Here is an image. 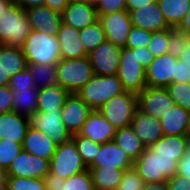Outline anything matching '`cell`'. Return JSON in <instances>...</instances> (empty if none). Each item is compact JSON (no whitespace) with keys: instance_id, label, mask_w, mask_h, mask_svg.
<instances>
[{"instance_id":"obj_1","label":"cell","mask_w":190,"mask_h":190,"mask_svg":"<svg viewBox=\"0 0 190 190\" xmlns=\"http://www.w3.org/2000/svg\"><path fill=\"white\" fill-rule=\"evenodd\" d=\"M178 161L175 157H162L151 147H147L133 161V167L144 183L163 182L177 172Z\"/></svg>"},{"instance_id":"obj_2","label":"cell","mask_w":190,"mask_h":190,"mask_svg":"<svg viewBox=\"0 0 190 190\" xmlns=\"http://www.w3.org/2000/svg\"><path fill=\"white\" fill-rule=\"evenodd\" d=\"M27 64L56 65L60 60L57 36L31 30L21 47Z\"/></svg>"},{"instance_id":"obj_3","label":"cell","mask_w":190,"mask_h":190,"mask_svg":"<svg viewBox=\"0 0 190 190\" xmlns=\"http://www.w3.org/2000/svg\"><path fill=\"white\" fill-rule=\"evenodd\" d=\"M31 25L24 9L12 2L0 15V44L22 47Z\"/></svg>"},{"instance_id":"obj_4","label":"cell","mask_w":190,"mask_h":190,"mask_svg":"<svg viewBox=\"0 0 190 190\" xmlns=\"http://www.w3.org/2000/svg\"><path fill=\"white\" fill-rule=\"evenodd\" d=\"M125 92L117 75H94L78 92V96L93 110H98L111 98Z\"/></svg>"},{"instance_id":"obj_5","label":"cell","mask_w":190,"mask_h":190,"mask_svg":"<svg viewBox=\"0 0 190 190\" xmlns=\"http://www.w3.org/2000/svg\"><path fill=\"white\" fill-rule=\"evenodd\" d=\"M55 66L57 84L70 93H77L94 76L88 56L75 59H60Z\"/></svg>"},{"instance_id":"obj_6","label":"cell","mask_w":190,"mask_h":190,"mask_svg":"<svg viewBox=\"0 0 190 190\" xmlns=\"http://www.w3.org/2000/svg\"><path fill=\"white\" fill-rule=\"evenodd\" d=\"M117 76L125 91L138 94L146 88V70L139 63L136 48L122 47Z\"/></svg>"},{"instance_id":"obj_7","label":"cell","mask_w":190,"mask_h":190,"mask_svg":"<svg viewBox=\"0 0 190 190\" xmlns=\"http://www.w3.org/2000/svg\"><path fill=\"white\" fill-rule=\"evenodd\" d=\"M137 109V94L125 91L122 94L111 98L98 110L111 125L118 129L131 126V122Z\"/></svg>"},{"instance_id":"obj_8","label":"cell","mask_w":190,"mask_h":190,"mask_svg":"<svg viewBox=\"0 0 190 190\" xmlns=\"http://www.w3.org/2000/svg\"><path fill=\"white\" fill-rule=\"evenodd\" d=\"M87 169L72 139L59 144L49 161V172L63 179Z\"/></svg>"},{"instance_id":"obj_9","label":"cell","mask_w":190,"mask_h":190,"mask_svg":"<svg viewBox=\"0 0 190 190\" xmlns=\"http://www.w3.org/2000/svg\"><path fill=\"white\" fill-rule=\"evenodd\" d=\"M30 127L43 132L57 145L72 139L71 132L62 122L61 110L51 112L35 111L29 116Z\"/></svg>"},{"instance_id":"obj_10","label":"cell","mask_w":190,"mask_h":190,"mask_svg":"<svg viewBox=\"0 0 190 190\" xmlns=\"http://www.w3.org/2000/svg\"><path fill=\"white\" fill-rule=\"evenodd\" d=\"M122 47L105 40L88 54L94 75H117Z\"/></svg>"},{"instance_id":"obj_11","label":"cell","mask_w":190,"mask_h":190,"mask_svg":"<svg viewBox=\"0 0 190 190\" xmlns=\"http://www.w3.org/2000/svg\"><path fill=\"white\" fill-rule=\"evenodd\" d=\"M103 26L106 40L125 47L133 24L128 10H120L107 15H97Z\"/></svg>"},{"instance_id":"obj_12","label":"cell","mask_w":190,"mask_h":190,"mask_svg":"<svg viewBox=\"0 0 190 190\" xmlns=\"http://www.w3.org/2000/svg\"><path fill=\"white\" fill-rule=\"evenodd\" d=\"M138 109L160 119L168 109L173 108L174 100L169 96L166 87H149L137 94Z\"/></svg>"},{"instance_id":"obj_13","label":"cell","mask_w":190,"mask_h":190,"mask_svg":"<svg viewBox=\"0 0 190 190\" xmlns=\"http://www.w3.org/2000/svg\"><path fill=\"white\" fill-rule=\"evenodd\" d=\"M49 172V160L21 150L6 170L7 176L40 178Z\"/></svg>"},{"instance_id":"obj_14","label":"cell","mask_w":190,"mask_h":190,"mask_svg":"<svg viewBox=\"0 0 190 190\" xmlns=\"http://www.w3.org/2000/svg\"><path fill=\"white\" fill-rule=\"evenodd\" d=\"M179 58L170 54L154 57L146 68V84L149 87H167L175 82L176 63Z\"/></svg>"},{"instance_id":"obj_15","label":"cell","mask_w":190,"mask_h":190,"mask_svg":"<svg viewBox=\"0 0 190 190\" xmlns=\"http://www.w3.org/2000/svg\"><path fill=\"white\" fill-rule=\"evenodd\" d=\"M92 110L77 93H70L61 109L62 122L72 135L76 134L81 130Z\"/></svg>"},{"instance_id":"obj_16","label":"cell","mask_w":190,"mask_h":190,"mask_svg":"<svg viewBox=\"0 0 190 190\" xmlns=\"http://www.w3.org/2000/svg\"><path fill=\"white\" fill-rule=\"evenodd\" d=\"M130 19L134 27L152 32L171 28L157 2L144 5L141 8L129 11Z\"/></svg>"},{"instance_id":"obj_17","label":"cell","mask_w":190,"mask_h":190,"mask_svg":"<svg viewBox=\"0 0 190 190\" xmlns=\"http://www.w3.org/2000/svg\"><path fill=\"white\" fill-rule=\"evenodd\" d=\"M116 130L117 128L111 125L99 110H92L78 134L104 144L113 141Z\"/></svg>"},{"instance_id":"obj_18","label":"cell","mask_w":190,"mask_h":190,"mask_svg":"<svg viewBox=\"0 0 190 190\" xmlns=\"http://www.w3.org/2000/svg\"><path fill=\"white\" fill-rule=\"evenodd\" d=\"M135 134L147 148L164 136L160 119L137 109L131 122Z\"/></svg>"},{"instance_id":"obj_19","label":"cell","mask_w":190,"mask_h":190,"mask_svg":"<svg viewBox=\"0 0 190 190\" xmlns=\"http://www.w3.org/2000/svg\"><path fill=\"white\" fill-rule=\"evenodd\" d=\"M32 30L57 36L62 24V13L47 6H36L25 10Z\"/></svg>"},{"instance_id":"obj_20","label":"cell","mask_w":190,"mask_h":190,"mask_svg":"<svg viewBox=\"0 0 190 190\" xmlns=\"http://www.w3.org/2000/svg\"><path fill=\"white\" fill-rule=\"evenodd\" d=\"M88 167H113L127 170L133 167V161L114 141H110L101 144L94 161Z\"/></svg>"},{"instance_id":"obj_21","label":"cell","mask_w":190,"mask_h":190,"mask_svg":"<svg viewBox=\"0 0 190 190\" xmlns=\"http://www.w3.org/2000/svg\"><path fill=\"white\" fill-rule=\"evenodd\" d=\"M98 20L96 7L86 1L68 3L62 12V22L81 30Z\"/></svg>"},{"instance_id":"obj_22","label":"cell","mask_w":190,"mask_h":190,"mask_svg":"<svg viewBox=\"0 0 190 190\" xmlns=\"http://www.w3.org/2000/svg\"><path fill=\"white\" fill-rule=\"evenodd\" d=\"M57 146L50 137L29 126L22 143V150L50 161Z\"/></svg>"},{"instance_id":"obj_23","label":"cell","mask_w":190,"mask_h":190,"mask_svg":"<svg viewBox=\"0 0 190 190\" xmlns=\"http://www.w3.org/2000/svg\"><path fill=\"white\" fill-rule=\"evenodd\" d=\"M29 126V117L12 111L0 114V139L22 144Z\"/></svg>"},{"instance_id":"obj_24","label":"cell","mask_w":190,"mask_h":190,"mask_svg":"<svg viewBox=\"0 0 190 190\" xmlns=\"http://www.w3.org/2000/svg\"><path fill=\"white\" fill-rule=\"evenodd\" d=\"M60 46V59L87 57L88 53L80 41L79 30L62 22L57 32Z\"/></svg>"},{"instance_id":"obj_25","label":"cell","mask_w":190,"mask_h":190,"mask_svg":"<svg viewBox=\"0 0 190 190\" xmlns=\"http://www.w3.org/2000/svg\"><path fill=\"white\" fill-rule=\"evenodd\" d=\"M164 135H190V112L174 105L160 118Z\"/></svg>"},{"instance_id":"obj_26","label":"cell","mask_w":190,"mask_h":190,"mask_svg":"<svg viewBox=\"0 0 190 190\" xmlns=\"http://www.w3.org/2000/svg\"><path fill=\"white\" fill-rule=\"evenodd\" d=\"M70 92L59 84L40 88L38 91V112L61 110Z\"/></svg>"},{"instance_id":"obj_27","label":"cell","mask_w":190,"mask_h":190,"mask_svg":"<svg viewBox=\"0 0 190 190\" xmlns=\"http://www.w3.org/2000/svg\"><path fill=\"white\" fill-rule=\"evenodd\" d=\"M190 135H164L150 147L162 157H175L179 162L186 152Z\"/></svg>"},{"instance_id":"obj_28","label":"cell","mask_w":190,"mask_h":190,"mask_svg":"<svg viewBox=\"0 0 190 190\" xmlns=\"http://www.w3.org/2000/svg\"><path fill=\"white\" fill-rule=\"evenodd\" d=\"M0 65L10 78L16 73L25 70L27 62L22 48L0 44Z\"/></svg>"},{"instance_id":"obj_29","label":"cell","mask_w":190,"mask_h":190,"mask_svg":"<svg viewBox=\"0 0 190 190\" xmlns=\"http://www.w3.org/2000/svg\"><path fill=\"white\" fill-rule=\"evenodd\" d=\"M91 173L94 190H115L120 182L124 170L118 168L87 167Z\"/></svg>"},{"instance_id":"obj_30","label":"cell","mask_w":190,"mask_h":190,"mask_svg":"<svg viewBox=\"0 0 190 190\" xmlns=\"http://www.w3.org/2000/svg\"><path fill=\"white\" fill-rule=\"evenodd\" d=\"M13 94L12 112L29 117L37 110L38 91L36 87L30 89H11Z\"/></svg>"},{"instance_id":"obj_31","label":"cell","mask_w":190,"mask_h":190,"mask_svg":"<svg viewBox=\"0 0 190 190\" xmlns=\"http://www.w3.org/2000/svg\"><path fill=\"white\" fill-rule=\"evenodd\" d=\"M113 141L125 151L132 161L136 160L146 148L131 126L118 128Z\"/></svg>"},{"instance_id":"obj_32","label":"cell","mask_w":190,"mask_h":190,"mask_svg":"<svg viewBox=\"0 0 190 190\" xmlns=\"http://www.w3.org/2000/svg\"><path fill=\"white\" fill-rule=\"evenodd\" d=\"M167 24L176 28L190 8V0H157Z\"/></svg>"},{"instance_id":"obj_33","label":"cell","mask_w":190,"mask_h":190,"mask_svg":"<svg viewBox=\"0 0 190 190\" xmlns=\"http://www.w3.org/2000/svg\"><path fill=\"white\" fill-rule=\"evenodd\" d=\"M79 35L84 50L88 54L106 40L103 26L99 20L79 30Z\"/></svg>"},{"instance_id":"obj_34","label":"cell","mask_w":190,"mask_h":190,"mask_svg":"<svg viewBox=\"0 0 190 190\" xmlns=\"http://www.w3.org/2000/svg\"><path fill=\"white\" fill-rule=\"evenodd\" d=\"M32 74L35 87L40 89L57 84V70L55 65L27 64Z\"/></svg>"},{"instance_id":"obj_35","label":"cell","mask_w":190,"mask_h":190,"mask_svg":"<svg viewBox=\"0 0 190 190\" xmlns=\"http://www.w3.org/2000/svg\"><path fill=\"white\" fill-rule=\"evenodd\" d=\"M72 140L76 145L83 163L88 167L94 161L96 154L100 150L101 144L92 141L88 137L81 136L78 133L72 135Z\"/></svg>"},{"instance_id":"obj_36","label":"cell","mask_w":190,"mask_h":190,"mask_svg":"<svg viewBox=\"0 0 190 190\" xmlns=\"http://www.w3.org/2000/svg\"><path fill=\"white\" fill-rule=\"evenodd\" d=\"M168 54L180 58L184 49L190 43V34L182 32L177 28H169Z\"/></svg>"},{"instance_id":"obj_37","label":"cell","mask_w":190,"mask_h":190,"mask_svg":"<svg viewBox=\"0 0 190 190\" xmlns=\"http://www.w3.org/2000/svg\"><path fill=\"white\" fill-rule=\"evenodd\" d=\"M166 88L174 103L190 112V83L174 82Z\"/></svg>"},{"instance_id":"obj_38","label":"cell","mask_w":190,"mask_h":190,"mask_svg":"<svg viewBox=\"0 0 190 190\" xmlns=\"http://www.w3.org/2000/svg\"><path fill=\"white\" fill-rule=\"evenodd\" d=\"M7 190H46L43 179L7 176Z\"/></svg>"},{"instance_id":"obj_39","label":"cell","mask_w":190,"mask_h":190,"mask_svg":"<svg viewBox=\"0 0 190 190\" xmlns=\"http://www.w3.org/2000/svg\"><path fill=\"white\" fill-rule=\"evenodd\" d=\"M61 190H94L89 169L65 179Z\"/></svg>"},{"instance_id":"obj_40","label":"cell","mask_w":190,"mask_h":190,"mask_svg":"<svg viewBox=\"0 0 190 190\" xmlns=\"http://www.w3.org/2000/svg\"><path fill=\"white\" fill-rule=\"evenodd\" d=\"M169 29L152 32L150 43L147 48L154 57L168 53Z\"/></svg>"},{"instance_id":"obj_41","label":"cell","mask_w":190,"mask_h":190,"mask_svg":"<svg viewBox=\"0 0 190 190\" xmlns=\"http://www.w3.org/2000/svg\"><path fill=\"white\" fill-rule=\"evenodd\" d=\"M22 150V144L0 139V167L7 170Z\"/></svg>"},{"instance_id":"obj_42","label":"cell","mask_w":190,"mask_h":190,"mask_svg":"<svg viewBox=\"0 0 190 190\" xmlns=\"http://www.w3.org/2000/svg\"><path fill=\"white\" fill-rule=\"evenodd\" d=\"M152 31L132 27L129 33L125 48H141L147 47L150 43Z\"/></svg>"},{"instance_id":"obj_43","label":"cell","mask_w":190,"mask_h":190,"mask_svg":"<svg viewBox=\"0 0 190 190\" xmlns=\"http://www.w3.org/2000/svg\"><path fill=\"white\" fill-rule=\"evenodd\" d=\"M143 179L138 175L134 167L124 170L121 182L115 190H141Z\"/></svg>"},{"instance_id":"obj_44","label":"cell","mask_w":190,"mask_h":190,"mask_svg":"<svg viewBox=\"0 0 190 190\" xmlns=\"http://www.w3.org/2000/svg\"><path fill=\"white\" fill-rule=\"evenodd\" d=\"M8 86L11 89H30L32 87H35V82L31 72L28 68H26L25 70H22L13 75L9 80Z\"/></svg>"},{"instance_id":"obj_45","label":"cell","mask_w":190,"mask_h":190,"mask_svg":"<svg viewBox=\"0 0 190 190\" xmlns=\"http://www.w3.org/2000/svg\"><path fill=\"white\" fill-rule=\"evenodd\" d=\"M125 9L126 0H100L96 7V12L97 15H107Z\"/></svg>"},{"instance_id":"obj_46","label":"cell","mask_w":190,"mask_h":190,"mask_svg":"<svg viewBox=\"0 0 190 190\" xmlns=\"http://www.w3.org/2000/svg\"><path fill=\"white\" fill-rule=\"evenodd\" d=\"M13 108V94L11 88L0 86V114L11 112Z\"/></svg>"},{"instance_id":"obj_47","label":"cell","mask_w":190,"mask_h":190,"mask_svg":"<svg viewBox=\"0 0 190 190\" xmlns=\"http://www.w3.org/2000/svg\"><path fill=\"white\" fill-rule=\"evenodd\" d=\"M176 174L190 180V142L186 147L184 156L178 162Z\"/></svg>"},{"instance_id":"obj_48","label":"cell","mask_w":190,"mask_h":190,"mask_svg":"<svg viewBox=\"0 0 190 190\" xmlns=\"http://www.w3.org/2000/svg\"><path fill=\"white\" fill-rule=\"evenodd\" d=\"M175 82L190 83V69L180 59L176 63Z\"/></svg>"},{"instance_id":"obj_49","label":"cell","mask_w":190,"mask_h":190,"mask_svg":"<svg viewBox=\"0 0 190 190\" xmlns=\"http://www.w3.org/2000/svg\"><path fill=\"white\" fill-rule=\"evenodd\" d=\"M170 190H190V180L175 174L167 180Z\"/></svg>"},{"instance_id":"obj_50","label":"cell","mask_w":190,"mask_h":190,"mask_svg":"<svg viewBox=\"0 0 190 190\" xmlns=\"http://www.w3.org/2000/svg\"><path fill=\"white\" fill-rule=\"evenodd\" d=\"M43 181L46 190H61L62 183L65 181V179L48 172L43 177Z\"/></svg>"},{"instance_id":"obj_51","label":"cell","mask_w":190,"mask_h":190,"mask_svg":"<svg viewBox=\"0 0 190 190\" xmlns=\"http://www.w3.org/2000/svg\"><path fill=\"white\" fill-rule=\"evenodd\" d=\"M138 50L139 63L146 70L154 59L153 54L147 47L136 48Z\"/></svg>"},{"instance_id":"obj_52","label":"cell","mask_w":190,"mask_h":190,"mask_svg":"<svg viewBox=\"0 0 190 190\" xmlns=\"http://www.w3.org/2000/svg\"><path fill=\"white\" fill-rule=\"evenodd\" d=\"M21 9H29L36 6H44L46 0H13Z\"/></svg>"},{"instance_id":"obj_53","label":"cell","mask_w":190,"mask_h":190,"mask_svg":"<svg viewBox=\"0 0 190 190\" xmlns=\"http://www.w3.org/2000/svg\"><path fill=\"white\" fill-rule=\"evenodd\" d=\"M67 5V0H46L44 6L49 7L51 10L62 13L67 7Z\"/></svg>"},{"instance_id":"obj_54","label":"cell","mask_w":190,"mask_h":190,"mask_svg":"<svg viewBox=\"0 0 190 190\" xmlns=\"http://www.w3.org/2000/svg\"><path fill=\"white\" fill-rule=\"evenodd\" d=\"M152 2H157V0H126V10H135Z\"/></svg>"},{"instance_id":"obj_55","label":"cell","mask_w":190,"mask_h":190,"mask_svg":"<svg viewBox=\"0 0 190 190\" xmlns=\"http://www.w3.org/2000/svg\"><path fill=\"white\" fill-rule=\"evenodd\" d=\"M141 190H170V187L166 180L163 182L144 183Z\"/></svg>"},{"instance_id":"obj_56","label":"cell","mask_w":190,"mask_h":190,"mask_svg":"<svg viewBox=\"0 0 190 190\" xmlns=\"http://www.w3.org/2000/svg\"><path fill=\"white\" fill-rule=\"evenodd\" d=\"M176 28L182 32L190 34V8Z\"/></svg>"},{"instance_id":"obj_57","label":"cell","mask_w":190,"mask_h":190,"mask_svg":"<svg viewBox=\"0 0 190 190\" xmlns=\"http://www.w3.org/2000/svg\"><path fill=\"white\" fill-rule=\"evenodd\" d=\"M185 65H187L190 69V43L184 49L181 57L179 58Z\"/></svg>"},{"instance_id":"obj_58","label":"cell","mask_w":190,"mask_h":190,"mask_svg":"<svg viewBox=\"0 0 190 190\" xmlns=\"http://www.w3.org/2000/svg\"><path fill=\"white\" fill-rule=\"evenodd\" d=\"M9 80V75H6L4 69L0 65V86H7L9 84Z\"/></svg>"},{"instance_id":"obj_59","label":"cell","mask_w":190,"mask_h":190,"mask_svg":"<svg viewBox=\"0 0 190 190\" xmlns=\"http://www.w3.org/2000/svg\"><path fill=\"white\" fill-rule=\"evenodd\" d=\"M13 2V0H0V15Z\"/></svg>"},{"instance_id":"obj_60","label":"cell","mask_w":190,"mask_h":190,"mask_svg":"<svg viewBox=\"0 0 190 190\" xmlns=\"http://www.w3.org/2000/svg\"><path fill=\"white\" fill-rule=\"evenodd\" d=\"M0 190H7V179H0Z\"/></svg>"},{"instance_id":"obj_61","label":"cell","mask_w":190,"mask_h":190,"mask_svg":"<svg viewBox=\"0 0 190 190\" xmlns=\"http://www.w3.org/2000/svg\"><path fill=\"white\" fill-rule=\"evenodd\" d=\"M0 179H7L6 170L2 167H0Z\"/></svg>"},{"instance_id":"obj_62","label":"cell","mask_w":190,"mask_h":190,"mask_svg":"<svg viewBox=\"0 0 190 190\" xmlns=\"http://www.w3.org/2000/svg\"><path fill=\"white\" fill-rule=\"evenodd\" d=\"M86 1L88 4L97 7V5L99 4L100 0H83Z\"/></svg>"},{"instance_id":"obj_63","label":"cell","mask_w":190,"mask_h":190,"mask_svg":"<svg viewBox=\"0 0 190 190\" xmlns=\"http://www.w3.org/2000/svg\"><path fill=\"white\" fill-rule=\"evenodd\" d=\"M79 1H83V0H67L68 3L79 2Z\"/></svg>"}]
</instances>
